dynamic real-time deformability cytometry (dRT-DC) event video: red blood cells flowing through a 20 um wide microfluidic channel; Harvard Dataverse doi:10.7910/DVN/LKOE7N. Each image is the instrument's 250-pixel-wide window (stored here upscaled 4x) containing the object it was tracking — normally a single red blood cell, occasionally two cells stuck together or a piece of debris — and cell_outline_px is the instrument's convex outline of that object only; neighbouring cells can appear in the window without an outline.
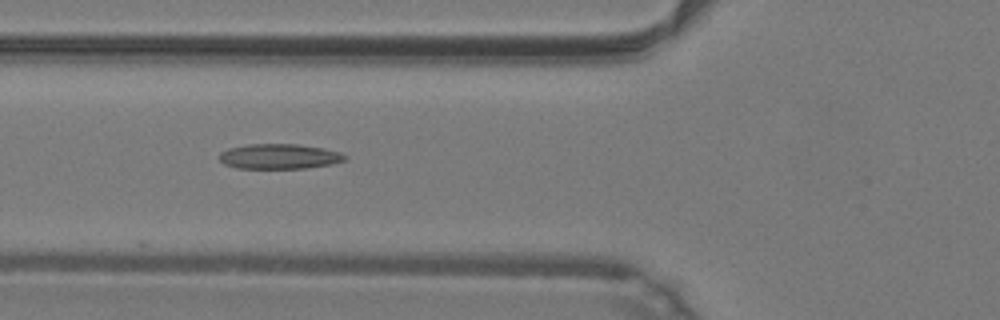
{"species": "common noctule bat (a hibernating species)", "species_latin": "Nyctalus noctula", "temperature_condition": "warm", "stored_images_in_passage": 30, "camera_frame_rate_fps": 3000, "um_per_image_px": 0.085, "animal": {"sex": "male", "body_mass_g": 19.2, "forearm_length_mm": 51.8}, "frame": {"image": 1, "passage_image": 6, "time_ms": 1.667, "image_size_px": [1000, 320], "cell_outline_px": [[348, 160], [332, 164], [304, 168], [236, 168], [224, 164], [220, 160], [220, 152], [228, 148], [252, 144], [296, 144], [324, 148], [340, 152], [348, 156]], "centroid_in_image_um": [23.78, 13.29], "position_along_channel_um": 102.0, "area_um2": 18.38}}
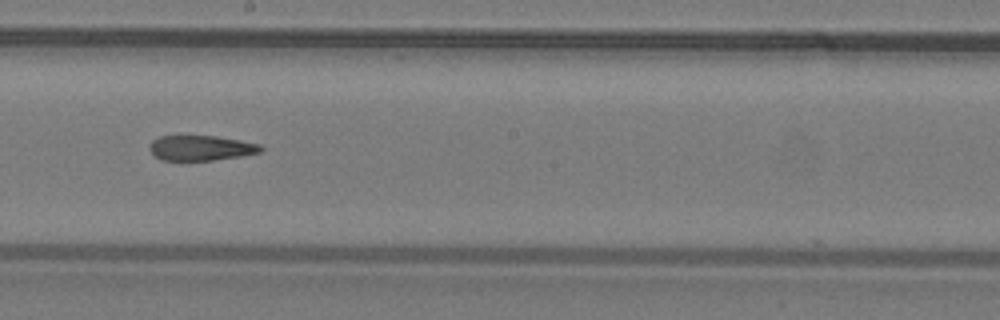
{"frame": {"image": 2, "passage_image": 15, "time_ms": 4.667, "image_size_px": [1000, 320], "cell_outline_px": [[264, 148], [260, 152], [240, 156], [212, 160], [160, 160], [148, 148], [148, 144], [152, 140], [160, 136], [216, 136], [240, 140], [260, 144]], "centroid_in_image_um": [17.06, 12.57], "position_along_channel_um": 231.1, "area_um2": 16.24}}
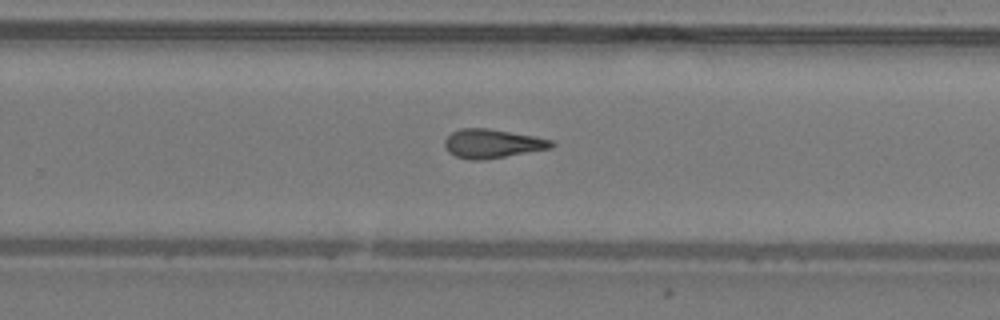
{"frame": {"image": 3, "passage_image": 19, "time_ms": 6.0, "image_size_px": [1000, 320], "cell_outline_px": [[556, 144], [552, 148], [484, 160], [468, 160], [456, 156], [448, 152], [444, 148], [444, 140], [452, 132], [460, 128], [488, 128], [532, 136], [552, 140]], "centroid_in_image_um": [41.82, 12.21], "position_along_channel_um": 288.0, "area_um2": 18.03}, "authors_computed_cell_mechanics": {"area_um2": 17.7446, "velocity_mm_per_s": 4.2965, "shape_relaxation_time_tau1_ms": null, "shape_relaxation_time_tau2_ms": 5.6788, "deformation_change_tau1": null, "deformation_change_tau2": 0.1919}}